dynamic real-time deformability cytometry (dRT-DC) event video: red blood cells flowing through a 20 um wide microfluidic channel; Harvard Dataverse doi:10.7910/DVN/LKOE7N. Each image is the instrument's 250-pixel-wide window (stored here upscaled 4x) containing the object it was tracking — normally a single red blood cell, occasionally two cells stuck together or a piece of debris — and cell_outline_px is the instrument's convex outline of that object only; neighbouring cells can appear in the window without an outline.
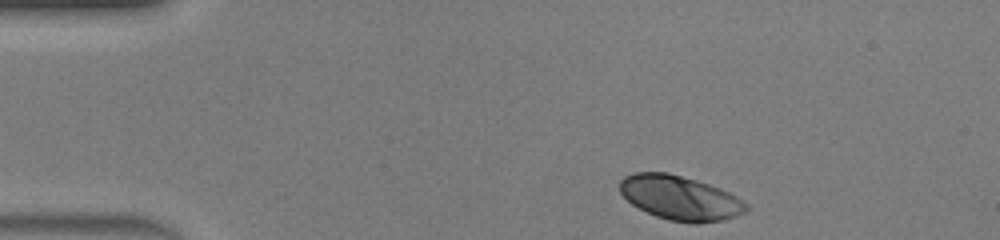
{"species": "human", "species_latin": "Homo sapiens", "temperature_condition": "warm", "stored_images_in_passage": 40, "camera_frame_rate_fps": 3000, "um_per_image_px": 0.085, "donor": {"sex": "male"}, "frame": {"image": 1, "passage_image": 1, "time_ms": 0.0, "image_size_px": [1000, 240], "cell_outline_px": [[748, 208], [744, 212], [736, 216], [724, 220], [696, 224], [692, 224], [668, 220], [656, 216], [632, 204], [620, 192], [620, 180], [624, 176], [632, 172], [668, 172], [696, 180], [720, 188], [736, 196], [748, 204]], "centroid_in_image_um": [57.81, 16.82], "position_along_channel_um": 27.2, "area_um2": 32.71}}
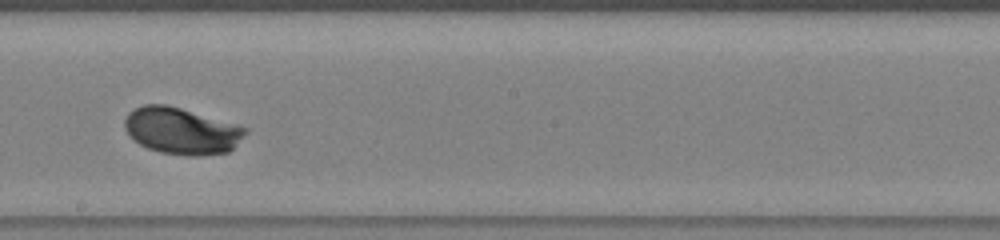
{"frame": {"image": 2, "passage_image": 20, "time_ms": 6.333, "image_size_px": [1000, 240], "cell_outline_px": [[248, 128], [232, 148], [228, 152], [200, 156], [188, 156], [160, 152], [148, 148], [140, 144], [124, 128], [124, 120], [128, 112], [144, 104], [164, 104], [180, 108]], "centroid_in_image_um": [15.38, 11.13], "position_along_channel_um": 232.8, "area_um2": 32.19}}
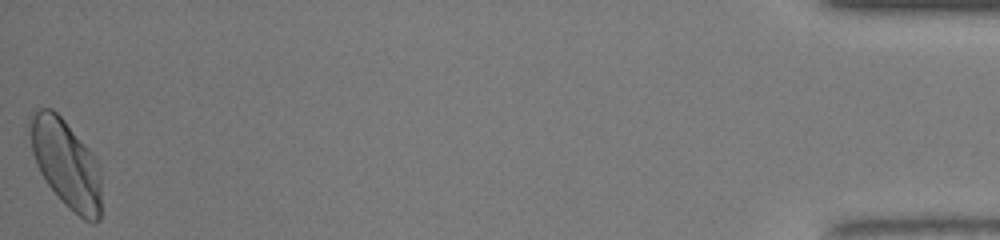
{"frame": {"image": 3, "passage_image": 40, "time_ms": 13.0, "image_size_px": [1000, 240], "cell_outline_px": [[100, 220], [96, 224], [92, 224], [84, 220], [64, 204], [48, 184], [40, 172], [36, 164], [32, 152], [28, 132], [32, 116], [36, 108], [52, 108], [64, 120], [96, 156], [100, 164]], "centroid_in_image_um": [5.63, 13.92], "position_along_channel_um": 429.6, "area_um2": 36.88}, "authors_computed_cell_mechanics": {"area_um2": 31.8767, "velocity_mm_per_s": 4.3829, "shape_relaxation_time_tau1_ms": 1.6542, "shape_relaxation_time_tau2_ms": null, "deformation_change_tau1": 0.1295, "deformation_change_tau2": null}}